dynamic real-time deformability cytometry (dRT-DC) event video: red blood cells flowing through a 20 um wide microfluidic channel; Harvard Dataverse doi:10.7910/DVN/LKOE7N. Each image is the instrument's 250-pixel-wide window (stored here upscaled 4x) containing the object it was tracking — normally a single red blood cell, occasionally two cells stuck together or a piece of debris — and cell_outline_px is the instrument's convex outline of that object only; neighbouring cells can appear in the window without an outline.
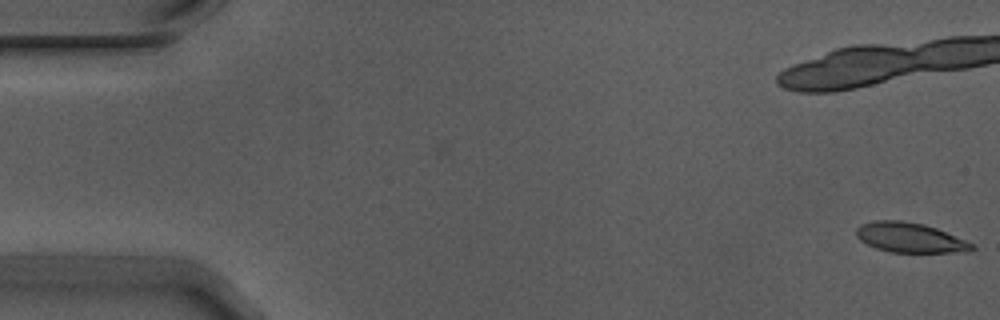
{"species": "Egyptian fruit bat (a non-hibernating species)", "species_latin": "Rousettus aegyptiacus", "temperature_condition": "warm", "stored_images_in_passage": 56, "camera_frame_rate_fps": 3000, "um_per_image_px": 0.085, "animal": {"sex": "male"}, "frame": {"image": 1, "passage_image": 1, "time_ms": 0.0, "image_size_px": [1000, 320], "cell_outline_px": [[976, 248], [968, 252], [888, 252], [876, 248], [860, 240], [856, 236], [856, 228], [860, 224], [876, 220], [900, 220], [924, 224], [936, 228], [964, 240], [972, 244]], "centroid_in_image_um": [77.31, 20.19], "position_along_channel_um": 7.7, "area_um2": 20.0}, "authors_computed_cell_mechanics": {"area_um2": 21.1548, "velocity_mm_per_s": 3.7151, "shape_relaxation_time_tau1_ms": 4.6327, "shape_relaxation_time_tau2_ms": 1.1777, "deformation_change_tau1": 0.1738, "deformation_change_tau2": 0.0734}}